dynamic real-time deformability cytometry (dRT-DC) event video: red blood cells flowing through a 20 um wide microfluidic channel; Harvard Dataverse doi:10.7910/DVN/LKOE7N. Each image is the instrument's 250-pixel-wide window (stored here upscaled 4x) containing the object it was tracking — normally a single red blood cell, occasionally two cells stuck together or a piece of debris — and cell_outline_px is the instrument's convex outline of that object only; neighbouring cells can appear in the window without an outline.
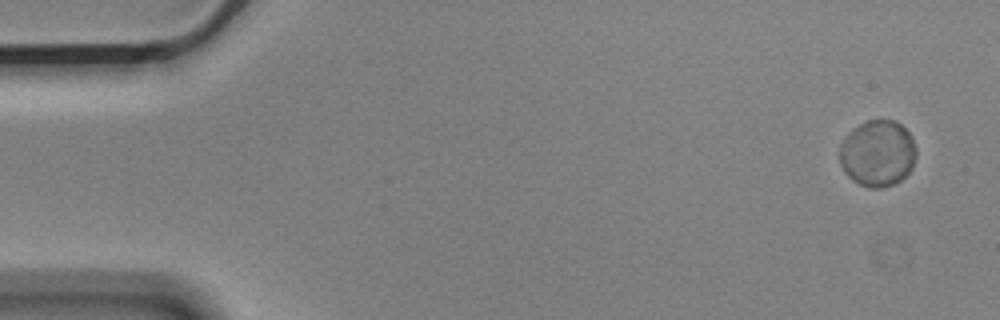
{"species": "Egyptian fruit bat (a non-hibernating species)", "species_latin": "Rousettus aegyptiacus", "temperature_condition": "cold", "stored_images_in_passage": 5, "camera_frame_rate_fps": 3000, "um_per_image_px": 0.085, "animal": {"sex": "male"}, "frame": {"image": 1, "passage_image": 1, "time_ms": 0.0, "image_size_px": [1000, 320], "cell_outline_px": [[916, 156], [912, 168], [900, 180], [892, 184], [880, 188], [872, 188], [860, 184], [852, 180], [844, 172], [840, 164], [840, 144], [860, 124], [868, 120], [892, 120], [900, 124], [912, 136], [916, 148]], "centroid_in_image_um": [74.61, 13.05], "position_along_channel_um": 10.4, "area_um2": 29.3}}
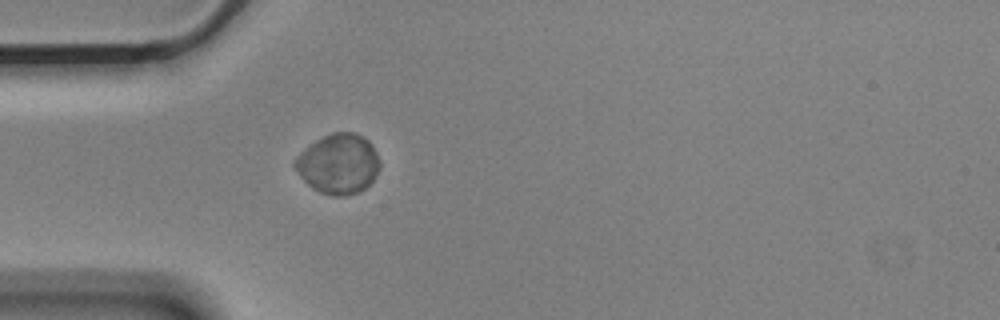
{"frame": {"image": 2, "passage_image": 5, "time_ms": 1.333, "image_size_px": [1000, 320], "cell_outline_px": [[380, 168], [372, 180], [364, 188], [356, 192], [344, 196], [332, 196], [320, 192], [312, 188], [300, 176], [292, 164], [296, 156], [300, 152], [316, 140], [332, 132], [356, 132], [368, 140], [372, 144], [380, 160]], "centroid_in_image_um": [28.75, 13.91], "position_along_channel_um": 56.2, "area_um2": 29.65}}